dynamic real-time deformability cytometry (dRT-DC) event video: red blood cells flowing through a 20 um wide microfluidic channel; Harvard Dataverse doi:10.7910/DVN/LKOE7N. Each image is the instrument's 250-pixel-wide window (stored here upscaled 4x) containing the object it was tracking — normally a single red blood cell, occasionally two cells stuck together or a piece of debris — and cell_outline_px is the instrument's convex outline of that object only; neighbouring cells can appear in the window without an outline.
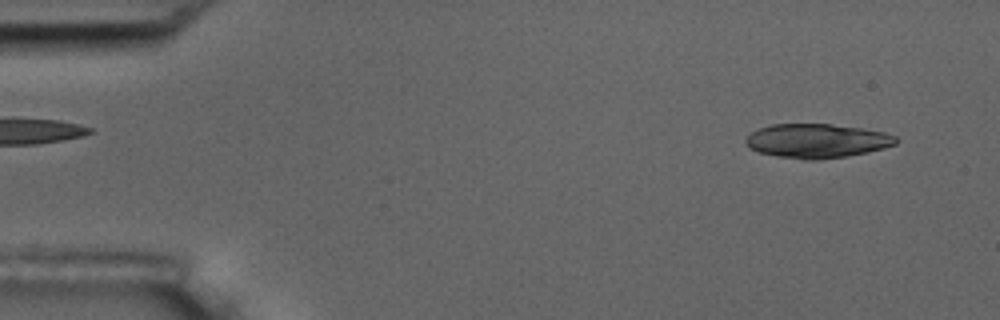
{"species": "common noctule bat (a hibernating species)", "species_latin": "Nyctalus noctula", "temperature_condition": "room temperature", "stored_images_in_passage": 54, "segment_of_instrument_passage": [1, 2], "camera_frame_rate_fps": 3000, "um_per_image_px": 0.085, "animal": {"sex": "male", "body_mass_g": 17.5, "forearm_length_mm": 52.3}, "frame": {"image": 1, "passage_image": 3, "time_ms": 0.667, "image_size_px": [1000, 320], "cell_outline_px": [[900, 140], [896, 144], [884, 148], [868, 152], [848, 156], [816, 160], [804, 160], [776, 156], [760, 152], [748, 148], [744, 144], [744, 140], [752, 132], [760, 128], [772, 124], [832, 124], [860, 128], [884, 132], [896, 136]], "centroid_in_image_um": [69.44, 11.98], "position_along_channel_um": 15.6, "area_um2": 30.06}}